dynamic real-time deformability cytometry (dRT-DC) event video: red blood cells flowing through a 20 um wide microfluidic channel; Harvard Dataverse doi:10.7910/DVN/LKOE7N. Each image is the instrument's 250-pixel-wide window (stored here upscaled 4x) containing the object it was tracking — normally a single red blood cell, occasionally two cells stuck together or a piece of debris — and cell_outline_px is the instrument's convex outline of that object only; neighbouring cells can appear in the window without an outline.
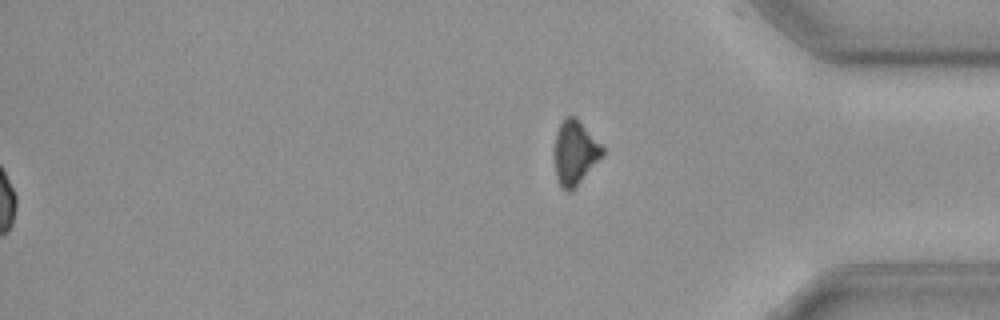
{"species": "common noctule bat (a hibernating species)", "species_latin": "Nyctalus noctula", "temperature_condition": "cold", "stored_images_in_passage": 60, "segment_of_instrument_passage": [2, 2], "camera_frame_rate_fps": 3000, "um_per_image_px": 0.085, "animal": {"sex": "female", "body_mass_g": 19.3, "forearm_length_mm": 54.1}, "frame": {"image": 1, "passage_image": 60, "time_ms": 19.667, "image_size_px": [1000, 320], "cell_outline_px": [[604, 152], [580, 180], [568, 192], [560, 188], [556, 180], [556, 132], [564, 116], [576, 116], [604, 148]], "centroid_in_image_um": [48.85, 12.93], "position_along_channel_um": 386.4, "area_um2": 17.28}}